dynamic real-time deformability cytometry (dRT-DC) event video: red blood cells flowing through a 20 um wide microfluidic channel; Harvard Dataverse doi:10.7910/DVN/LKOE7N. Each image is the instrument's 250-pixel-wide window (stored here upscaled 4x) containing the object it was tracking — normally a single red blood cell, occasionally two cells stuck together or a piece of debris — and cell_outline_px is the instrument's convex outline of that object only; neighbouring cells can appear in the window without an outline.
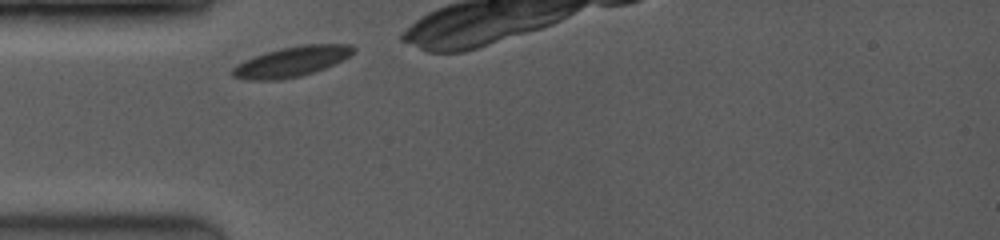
{"species": "common noctule bat (a hibernating species)", "species_latin": "Nyctalus noctula", "temperature_condition": "room temperature", "stored_images_in_passage": 33, "camera_frame_rate_fps": 3500, "um_per_image_px": 0.085, "animal": {"sex": "female", "body_mass_g": 19.0, "forearm_length_mm": 53.3}, "frame": {"image": 1, "passage_image": 1, "time_ms": 0.0, "image_size_px": [1000, 240], "cell_outline_px": [[356, 52], [344, 60], [324, 68], [300, 76], [280, 80], [244, 80], [232, 76], [232, 68], [244, 60], [280, 48], [304, 44], [352, 44], [356, 48]], "centroid_in_image_um": [24.83, 5.23], "position_along_channel_um": 60.2, "area_um2": 21.27}, "authors_computed_cell_mechanics": {"area_um2": 21.1548, "velocity_mm_per_s": 3.8954, "shape_relaxation_time_tau1_ms": 3.858, "shape_relaxation_time_tau2_ms": 8.0321, "deformation_change_tau1": 0.0759, "deformation_change_tau2": 0.0711}}